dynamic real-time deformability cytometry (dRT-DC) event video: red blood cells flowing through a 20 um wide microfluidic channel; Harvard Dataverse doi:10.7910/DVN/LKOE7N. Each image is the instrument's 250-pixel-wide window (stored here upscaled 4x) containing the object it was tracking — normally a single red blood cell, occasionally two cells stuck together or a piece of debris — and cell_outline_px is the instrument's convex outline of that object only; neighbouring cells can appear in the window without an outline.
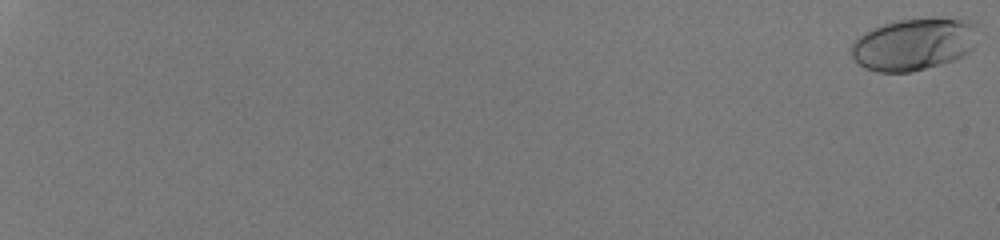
{"species": "human", "species_latin": "Homo sapiens", "temperature_condition": "room temperature", "stored_images_in_passage": 24, "camera_frame_rate_fps": 3000, "um_per_image_px": 0.085, "donor": {"sex": "male"}, "frame": {"image": 1, "passage_image": 1, "time_ms": 0.0, "image_size_px": [1000, 240], "cell_outline_px": [[984, 28], [972, 48], [968, 52], [956, 60], [908, 72], [876, 72], [864, 68], [848, 52], [852, 44], [864, 32], [872, 28], [884, 24], [900, 20], [932, 16], [960, 16], [972, 20], [980, 24]], "centroid_in_image_um": [77.81, 3.69], "position_along_channel_um": 7.2, "area_um2": 39.94}}
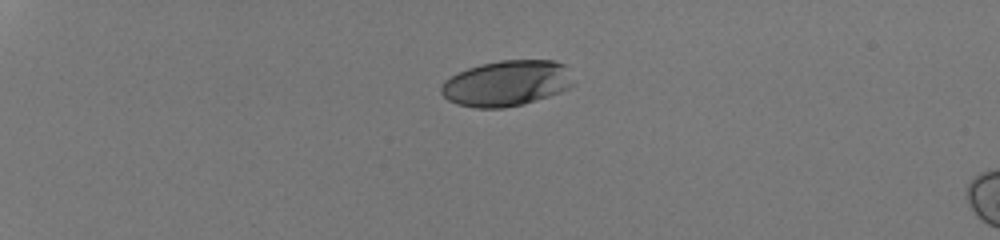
{"frame": {"image": 2, "passage_image": 18, "time_ms": 5.667, "image_size_px": [1000, 240], "cell_outline_px": [[572, 84], [568, 88], [560, 92], [524, 104], [504, 108], [476, 108], [456, 104], [448, 100], [440, 92], [440, 88], [444, 80], [468, 68], [480, 64], [500, 60], [552, 60], [564, 64]], "centroid_in_image_um": [43.01, 7.09], "position_along_channel_um": 42.0, "area_um2": 34.97}}